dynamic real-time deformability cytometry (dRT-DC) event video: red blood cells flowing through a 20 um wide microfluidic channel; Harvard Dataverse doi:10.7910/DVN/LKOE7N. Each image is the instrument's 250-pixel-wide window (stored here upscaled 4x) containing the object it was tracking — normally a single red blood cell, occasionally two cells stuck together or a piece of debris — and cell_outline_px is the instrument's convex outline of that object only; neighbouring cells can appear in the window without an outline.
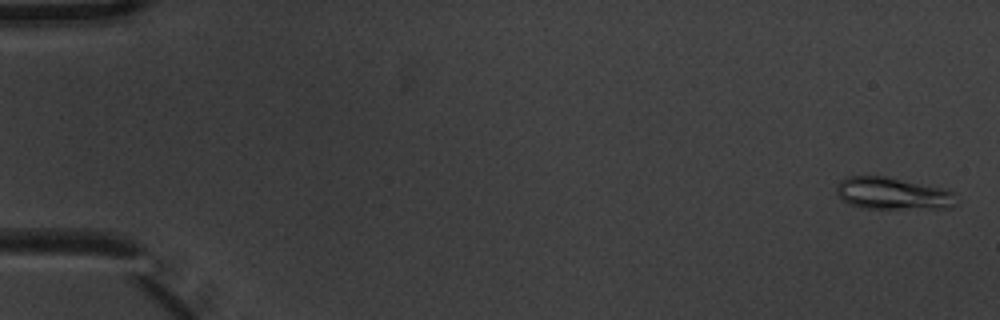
{"species": "common noctule bat (a hibernating species)", "species_latin": "Nyctalus noctula", "temperature_condition": "warm", "stored_images_in_passage": 5, "camera_frame_rate_fps": 3000, "um_per_image_px": 0.085, "animal": {"sex": "male", "body_mass_g": 20.1, "forearm_length_mm": 53.5}, "frame": {"image": 1, "passage_image": 1, "time_ms": 0.0, "image_size_px": [1000, 320], "cell_outline_px": [[956, 204], [952, 208], [860, 208], [848, 204], [840, 200], [836, 192], [836, 184], [840, 180], [848, 176], [884, 176], [940, 188], [952, 192]], "centroid_in_image_um": [75.78, 16.46], "position_along_channel_um": 9.2, "area_um2": 22.25}}